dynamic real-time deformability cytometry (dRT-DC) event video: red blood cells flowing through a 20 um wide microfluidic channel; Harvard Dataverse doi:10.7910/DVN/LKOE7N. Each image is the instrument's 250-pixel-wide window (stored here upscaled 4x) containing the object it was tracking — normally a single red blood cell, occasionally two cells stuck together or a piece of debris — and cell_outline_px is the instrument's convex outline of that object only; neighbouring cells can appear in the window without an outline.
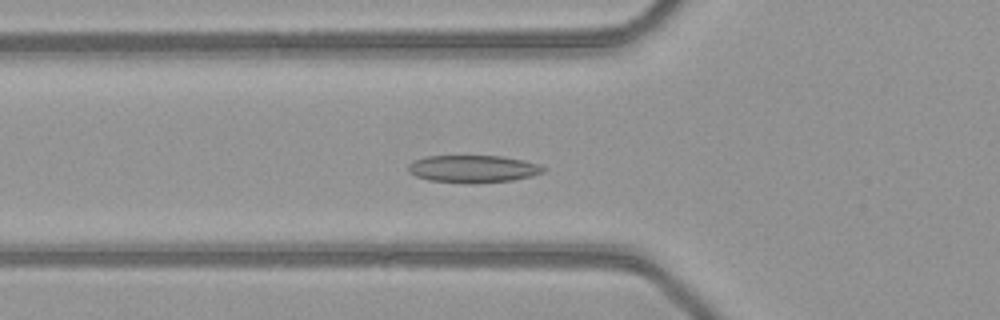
{"species": "common noctule bat (a hibernating species)", "species_latin": "Nyctalus noctula", "temperature_condition": "warm", "stored_images_in_passage": 52, "camera_frame_rate_fps": 3000, "um_per_image_px": 0.085, "animal": {"sex": "female", "body_mass_g": 21.9}, "frame": {"image": 1, "passage_image": 19, "time_ms": 6.0, "image_size_px": [1000, 320], "cell_outline_px": [[548, 168], [544, 172], [532, 176], [512, 180], [472, 184], [464, 184], [428, 180], [416, 176], [408, 172], [408, 164], [412, 160], [428, 156], [504, 156], [524, 160], [540, 164]], "centroid_in_image_um": [40.22, 14.36], "position_along_channel_um": 85.6, "area_um2": 22.02}}
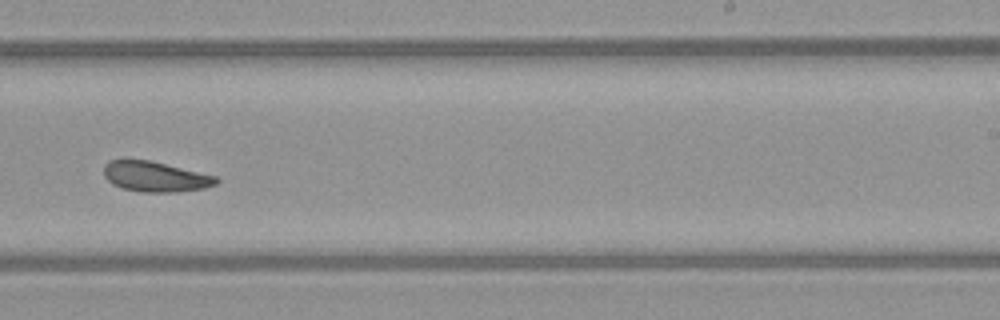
{"frame": {"image": 2, "passage_image": 33, "time_ms": 10.667, "image_size_px": [1000, 320], "cell_outline_px": [[220, 180], [216, 184], [204, 188], [176, 192], [140, 192], [124, 188], [112, 184], [104, 176], [104, 164], [108, 160], [124, 156], [148, 160], [216, 176]], "centroid_in_image_um": [13.12, 14.98], "position_along_channel_um": 275.9, "area_um2": 20.23}}
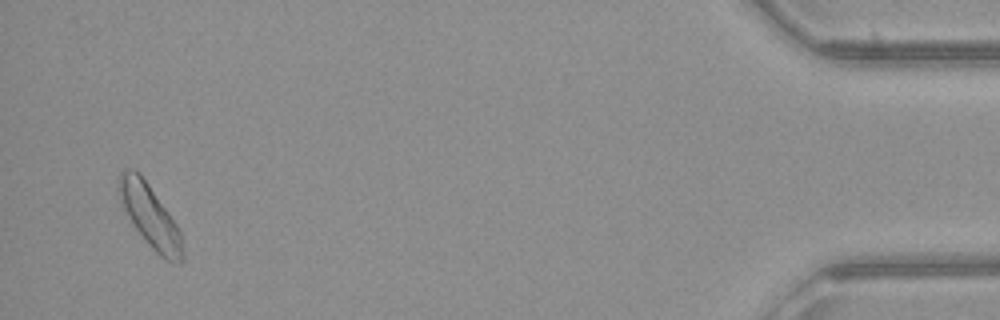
{"frame": {"image": 3, "passage_image": 50, "time_ms": 16.333, "image_size_px": [1000, 320], "cell_outline_px": [[184, 256], [180, 264], [176, 264], [164, 260], [152, 248], [132, 224], [120, 204], [120, 172], [124, 168], [136, 168], [140, 172], [168, 212], [176, 224], [180, 232], [184, 252]], "centroid_in_image_um": [12.76, 18.38], "position_along_channel_um": 422.4, "area_um2": 23.12}, "authors_computed_cell_mechanics": {"area_um2": 21.0681, "velocity_mm_per_s": 4.0719, "shape_relaxation_time_tau1_ms": 4.6336, "shape_relaxation_time_tau2_ms": 2.4756, "deformation_change_tau1": 0.1001, "deformation_change_tau2": 0.0979}}